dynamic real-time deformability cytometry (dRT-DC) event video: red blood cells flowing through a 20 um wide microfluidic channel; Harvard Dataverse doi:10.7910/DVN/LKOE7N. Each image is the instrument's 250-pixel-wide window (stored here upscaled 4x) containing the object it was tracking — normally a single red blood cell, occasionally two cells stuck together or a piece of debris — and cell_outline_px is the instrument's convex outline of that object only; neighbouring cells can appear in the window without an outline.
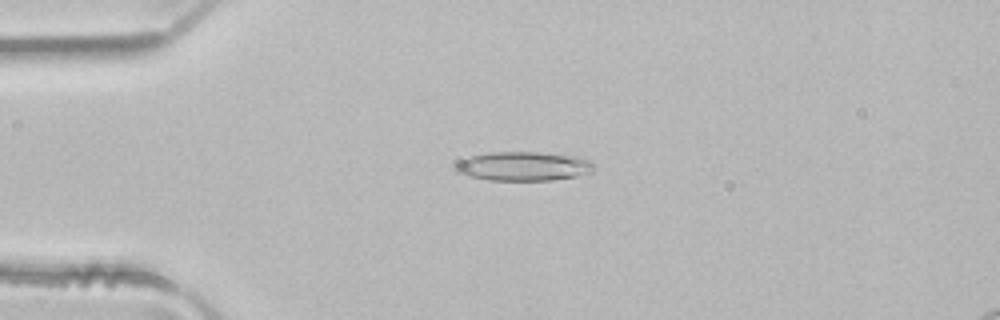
{"species": "common noctule bat (a hibernating species)", "species_latin": "Nyctalus noctula", "temperature_condition": "room temperature", "stored_images_in_passage": 4, "camera_frame_rate_fps": 3000, "um_per_image_px": 0.085, "animal": {"sex": "male", "body_mass_g": 21.5, "forearm_length_mm": 52.0}, "frame": {"image": 1, "passage_image": 3, "time_ms": 0.667, "image_size_px": [1000, 320], "cell_outline_px": [[592, 168], [576, 176], [552, 180], [488, 180], [468, 176], [456, 172], [452, 168], [452, 164], [468, 156], [488, 152], [540, 152], [580, 156], [588, 160], [592, 164]], "centroid_in_image_um": [44.35, 14.11], "position_along_channel_um": 40.6, "area_um2": 23.52}}